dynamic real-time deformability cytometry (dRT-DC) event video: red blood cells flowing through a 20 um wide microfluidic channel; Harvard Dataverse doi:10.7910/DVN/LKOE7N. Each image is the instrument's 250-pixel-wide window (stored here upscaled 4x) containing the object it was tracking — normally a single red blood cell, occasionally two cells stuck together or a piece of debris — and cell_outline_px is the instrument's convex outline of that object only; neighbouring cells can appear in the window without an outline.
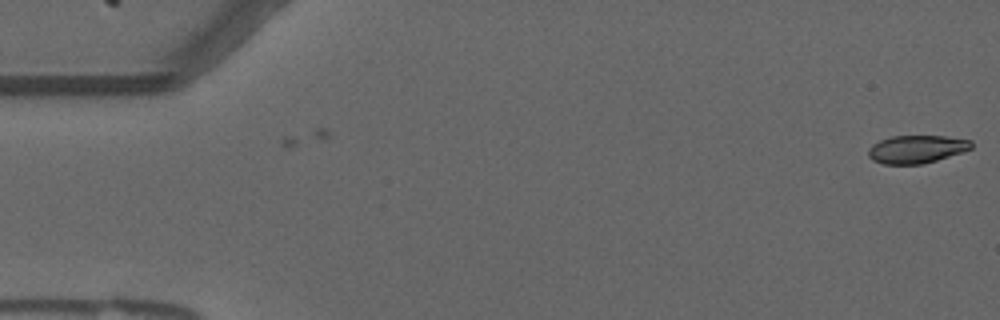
{"species": "common noctule bat (a hibernating species)", "species_latin": "Nyctalus noctula", "temperature_condition": "warm", "stored_images_in_passage": 5, "camera_frame_rate_fps": 3000, "um_per_image_px": 0.085, "animal": {"sex": "male", "forearm_length_mm": 52.5}, "frame": {"image": 1, "passage_image": 5, "time_ms": 1.333, "image_size_px": [1000, 320], "cell_outline_px": [[972, 148], [936, 160], [920, 164], [884, 164], [872, 160], [868, 156], [868, 148], [872, 144], [880, 140], [892, 136], [944, 136], [972, 140]], "centroid_in_image_um": [77.87, 12.67], "position_along_channel_um": 7.1, "area_um2": 16.65}}